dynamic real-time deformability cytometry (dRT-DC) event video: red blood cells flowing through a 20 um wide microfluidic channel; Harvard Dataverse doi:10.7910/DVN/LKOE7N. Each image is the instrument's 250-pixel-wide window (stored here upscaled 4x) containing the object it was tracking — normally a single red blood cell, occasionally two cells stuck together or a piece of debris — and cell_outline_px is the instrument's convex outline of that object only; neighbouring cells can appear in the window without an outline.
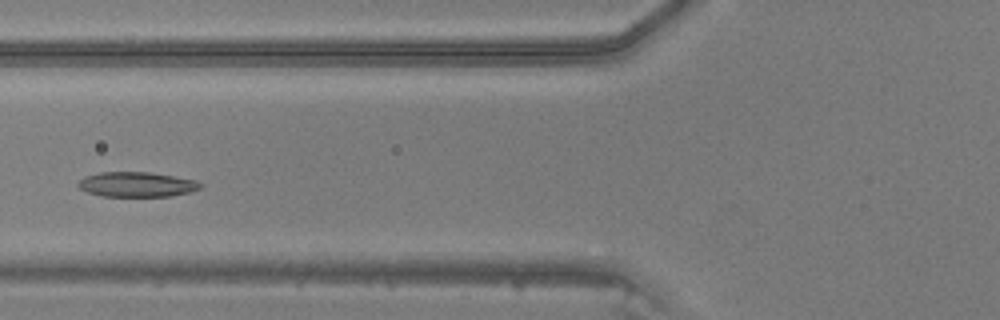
{"species": "common noctule bat (a hibernating species)", "species_latin": "Nyctalus noctula", "temperature_condition": "warm", "stored_images_in_passage": 12, "camera_frame_rate_fps": 3000, "um_per_image_px": 0.085, "animal": {"sex": "male", "body_mass_g": 20.5, "forearm_length_mm": 52.5}, "frame": {"image": 1, "passage_image": 4, "time_ms": 1.0, "image_size_px": [1000, 320], "cell_outline_px": [[204, 188], [172, 196], [100, 196], [88, 192], [80, 188], [76, 184], [84, 176], [100, 172], [148, 172], [196, 180], [204, 184]], "centroid_in_image_um": [11.64, 15.68], "position_along_channel_um": 114.2, "area_um2": 17.8}}
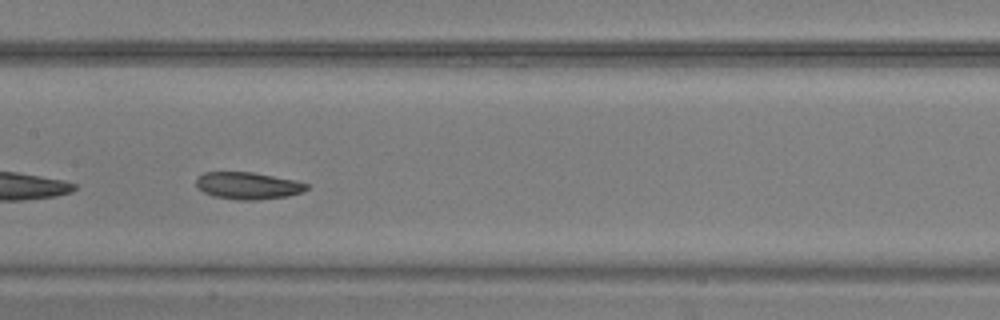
{"frame": {"image": 2, "passage_image": 9, "time_ms": 2.667, "image_size_px": [1000, 320], "cell_outline_px": [[308, 188], [304, 192], [288, 196], [256, 200], [240, 200], [212, 196], [196, 188], [196, 180], [204, 172], [252, 172], [296, 180], [308, 184]], "centroid_in_image_um": [21.08, 15.78], "position_along_channel_um": 186.3, "area_um2": 17.51}}